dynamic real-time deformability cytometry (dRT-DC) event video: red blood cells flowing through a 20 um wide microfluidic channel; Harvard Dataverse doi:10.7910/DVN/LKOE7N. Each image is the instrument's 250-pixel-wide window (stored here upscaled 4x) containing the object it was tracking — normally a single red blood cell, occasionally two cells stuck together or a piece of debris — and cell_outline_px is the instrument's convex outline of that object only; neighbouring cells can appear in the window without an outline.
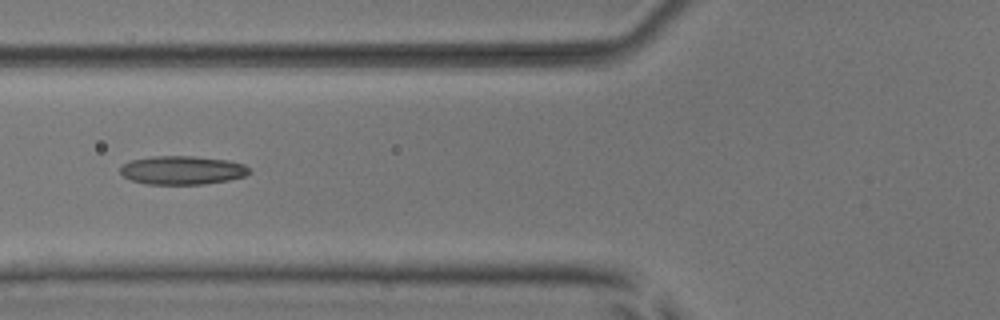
{"species": "common noctule bat (a hibernating species)", "species_latin": "Nyctalus noctula", "temperature_condition": "room temperature", "stored_images_in_passage": 5, "camera_frame_rate_fps": 3000, "um_per_image_px": 0.085, "animal": {"sex": "male", "body_mass_g": 17.9, "forearm_length_mm": 54.2}, "frame": {"image": 1, "passage_image": 5, "time_ms": 4.667, "image_size_px": [1000, 320], "cell_outline_px": [[252, 172], [244, 176], [228, 180], [204, 184], [144, 184], [132, 180], [124, 176], [120, 172], [120, 168], [128, 160], [152, 156], [192, 156], [228, 160], [244, 164]], "centroid_in_image_um": [15.48, 14.46], "position_along_channel_um": 110.3, "area_um2": 21.56}}